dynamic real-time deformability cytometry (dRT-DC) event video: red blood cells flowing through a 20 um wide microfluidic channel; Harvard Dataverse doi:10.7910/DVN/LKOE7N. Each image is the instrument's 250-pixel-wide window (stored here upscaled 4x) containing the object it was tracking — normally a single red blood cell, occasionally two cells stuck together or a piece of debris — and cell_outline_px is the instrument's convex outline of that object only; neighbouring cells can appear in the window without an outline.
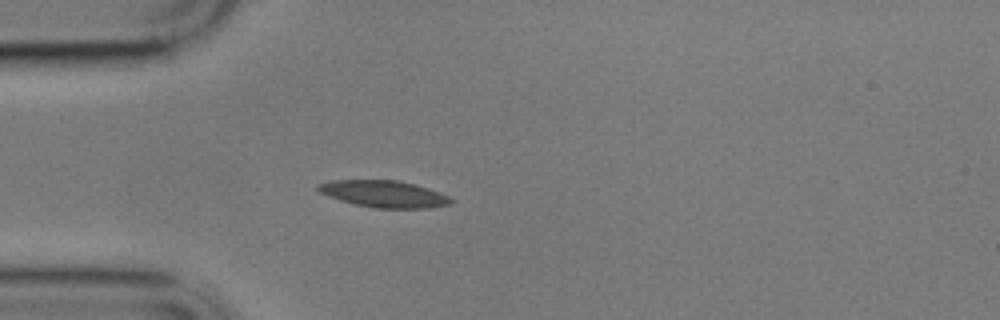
{"species": "common noctule bat (a hibernating species)", "species_latin": "Nyctalus noctula", "temperature_condition": "cold", "stored_images_in_passage": 3, "camera_frame_rate_fps": 3000, "um_per_image_px": 0.085, "animal": {"sex": "male", "body_mass_g": 17.9}, "frame": {"image": 1, "passage_image": 3, "time_ms": 3.333, "image_size_px": [1000, 320], "cell_outline_px": [[452, 204], [428, 208], [376, 208], [356, 204], [340, 200], [328, 196], [320, 192], [316, 188], [316, 184], [332, 180], [396, 180], [416, 184], [440, 192], [448, 196], [452, 200]], "centroid_in_image_um": [32.63, 16.48], "position_along_channel_um": 52.4, "area_um2": 20.75}}